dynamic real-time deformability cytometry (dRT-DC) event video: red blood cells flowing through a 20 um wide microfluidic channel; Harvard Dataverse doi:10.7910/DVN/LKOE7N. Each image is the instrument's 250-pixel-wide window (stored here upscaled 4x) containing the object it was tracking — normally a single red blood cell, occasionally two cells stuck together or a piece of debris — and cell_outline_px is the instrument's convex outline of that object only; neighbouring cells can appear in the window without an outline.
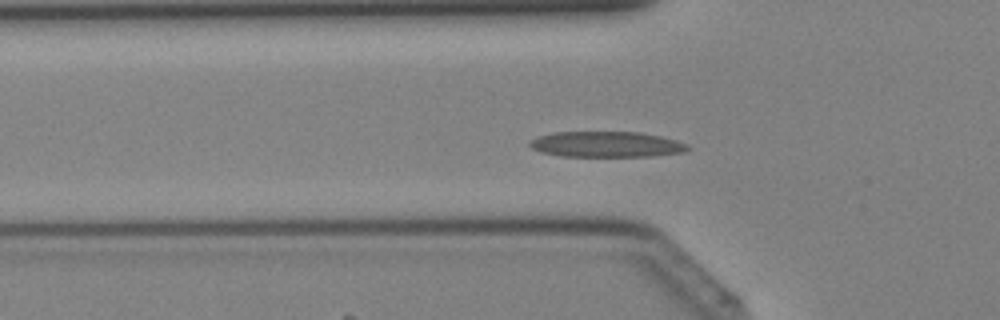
{"species": "Egyptian fruit bat (a non-hibernating species)", "species_latin": "Rousettus aegyptiacus", "temperature_condition": "cold", "stored_images_in_passage": 32, "camera_frame_rate_fps": 3000, "um_per_image_px": 0.085, "animal": {"sex": "female"}, "frame": {"image": 1, "passage_image": 4, "time_ms": 1.0, "image_size_px": [1000, 320], "cell_outline_px": [[692, 148], [684, 152], [652, 156], [560, 156], [540, 152], [532, 148], [528, 144], [532, 140], [540, 136], [552, 132], [640, 132], [660, 136], [676, 140], [688, 144]], "centroid_in_image_um": [51.57, 12.27], "position_along_channel_um": 74.2, "area_um2": 23.64}}
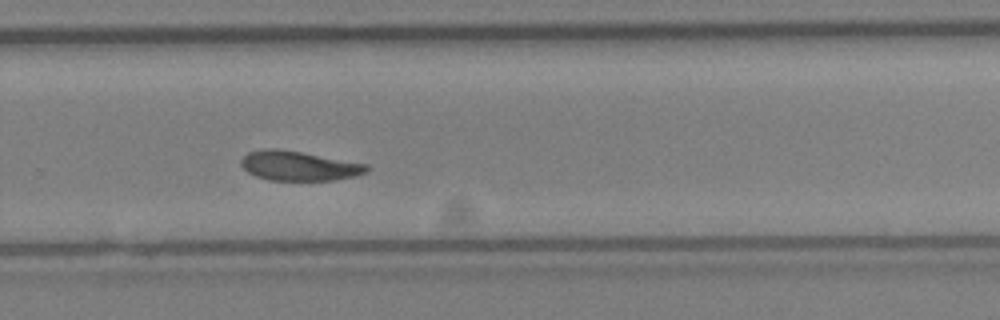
{"frame": {"image": 2, "passage_image": 18, "time_ms": 5.667, "image_size_px": [1000, 320], "cell_outline_px": [[368, 172], [352, 176], [332, 180], [268, 180], [256, 176], [248, 172], [240, 164], [240, 160], [248, 152], [268, 148], [276, 148], [300, 152], [368, 164]], "centroid_in_image_um": [25.37, 14.09], "position_along_channel_um": 304.4, "area_um2": 21.39}}
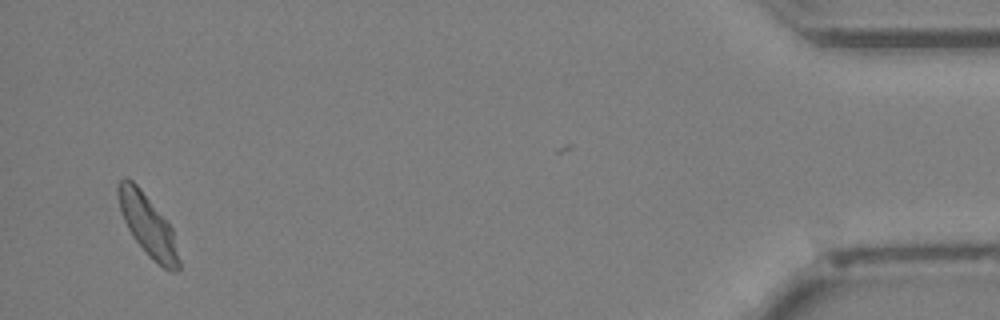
{"frame": {"image": 3, "passage_image": 30, "time_ms": 9.667, "image_size_px": [1000, 320], "cell_outline_px": [[180, 268], [176, 272], [172, 272], [164, 268], [148, 256], [132, 236], [120, 212], [116, 192], [116, 188], [120, 180], [124, 176], [132, 180], [140, 188], [168, 220], [172, 228], [180, 260]], "centroid_in_image_um": [12.56, 19.13], "position_along_channel_um": 422.6, "area_um2": 22.02}}